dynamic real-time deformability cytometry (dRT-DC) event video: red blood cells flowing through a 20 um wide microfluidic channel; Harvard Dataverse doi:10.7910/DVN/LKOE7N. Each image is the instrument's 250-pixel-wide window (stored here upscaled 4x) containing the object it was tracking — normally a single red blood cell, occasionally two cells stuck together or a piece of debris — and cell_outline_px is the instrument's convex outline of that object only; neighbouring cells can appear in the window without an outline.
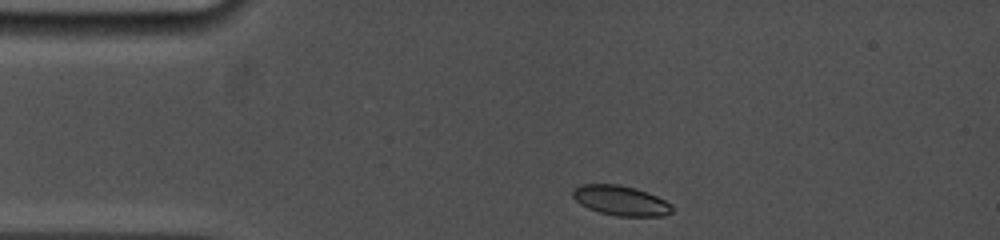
{"species": "common noctule bat (a hibernating species)", "species_latin": "Nyctalus noctula", "temperature_condition": "cold", "stored_images_in_passage": 61, "camera_frame_rate_fps": 5000, "um_per_image_px": 0.085, "animal": {"sex": "female", "body_mass_g": 19.0, "forearm_length_mm": 53.3}, "frame": {"image": 1, "passage_image": 1, "time_ms": 0.0, "image_size_px": [1000, 240], "cell_outline_px": [[672, 212], [664, 216], [616, 216], [600, 212], [588, 208], [580, 204], [572, 196], [572, 192], [580, 184], [620, 184], [636, 188], [656, 196], [672, 204]], "centroid_in_image_um": [52.76, 17.04], "position_along_channel_um": 32.2, "area_um2": 17.28}}
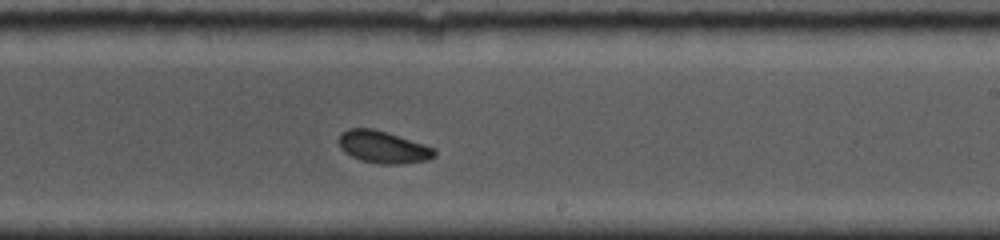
{"frame": {"image": 2, "passage_image": 35, "time_ms": 7.0, "image_size_px": [1000, 240], "cell_outline_px": [[436, 156], [428, 160], [400, 164], [384, 164], [360, 160], [344, 152], [340, 148], [336, 140], [340, 132], [348, 128], [372, 128], [424, 144], [436, 148]], "centroid_in_image_um": [32.53, 12.49], "position_along_channel_um": 256.5, "area_um2": 18.09}}
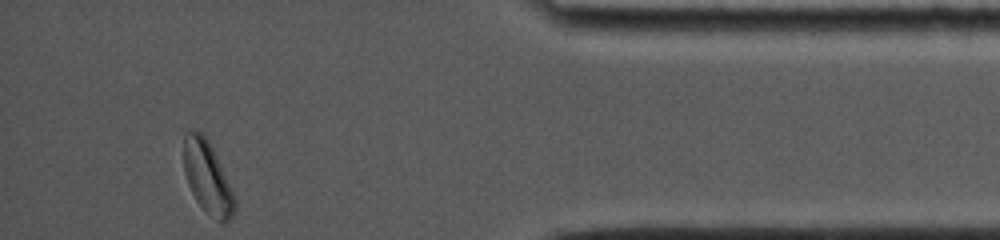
{"frame": {"image": 3, "passage_image": 61, "time_ms": 12.0, "image_size_px": [1000, 240], "cell_outline_px": [[236, 208], [232, 216], [224, 224], [204, 208], [196, 200], [188, 184], [184, 172], [184, 132], [196, 128], [208, 140], [236, 196]], "centroid_in_image_um": [17.64, 15.05], "position_along_channel_um": 417.6, "area_um2": 21.21}, "authors_computed_cell_mechanics": {"area_um2": 18.207, "velocity_mm_per_s": 3.7834, "shape_relaxation_time_tau1_ms": 3.7747, "shape_relaxation_time_tau2_ms": null, "deformation_change_tau1": 0.1053, "deformation_change_tau2": null}}